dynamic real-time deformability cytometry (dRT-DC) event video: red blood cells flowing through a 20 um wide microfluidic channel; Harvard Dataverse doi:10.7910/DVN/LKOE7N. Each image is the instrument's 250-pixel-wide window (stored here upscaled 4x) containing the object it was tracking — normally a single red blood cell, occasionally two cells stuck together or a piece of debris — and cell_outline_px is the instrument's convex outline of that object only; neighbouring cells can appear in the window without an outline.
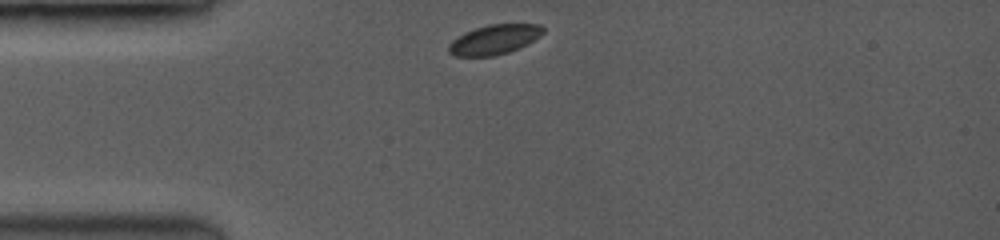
{"species": "common noctule bat (a hibernating species)", "species_latin": "Nyctalus noctula", "temperature_condition": "room temperature", "stored_images_in_passage": 48, "camera_frame_rate_fps": 3500, "um_per_image_px": 0.085, "animal": {"sex": "female", "body_mass_g": 19.0, "forearm_length_mm": 53.3}, "frame": {"image": 1, "passage_image": 1, "time_ms": 0.0, "image_size_px": [1000, 240], "cell_outline_px": [[544, 32], [540, 36], [508, 52], [492, 56], [456, 56], [448, 52], [448, 44], [452, 40], [464, 32], [488, 24], [540, 24], [544, 28]], "centroid_in_image_um": [41.98, 3.35], "position_along_channel_um": 43.0, "area_um2": 16.13}}
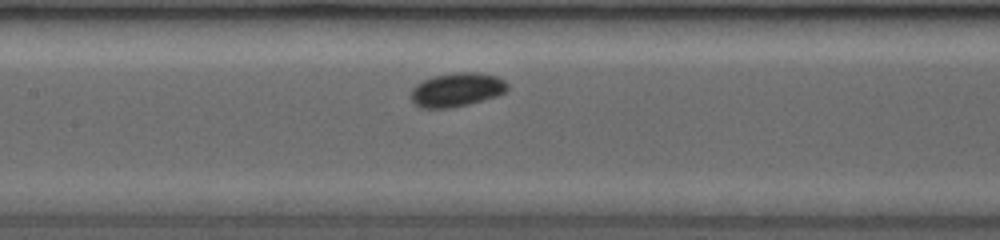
{"frame": {"image": 2, "passage_image": 15, "time_ms": 3.714, "image_size_px": [1000, 240], "cell_outline_px": [[508, 88], [504, 92], [468, 104], [444, 108], [424, 108], [416, 104], [412, 100], [412, 88], [416, 84], [432, 76], [452, 72], [480, 72], [496, 76], [504, 80], [508, 84]], "centroid_in_image_um": [38.81, 7.59], "position_along_channel_um": 168.6, "area_um2": 18.73}}
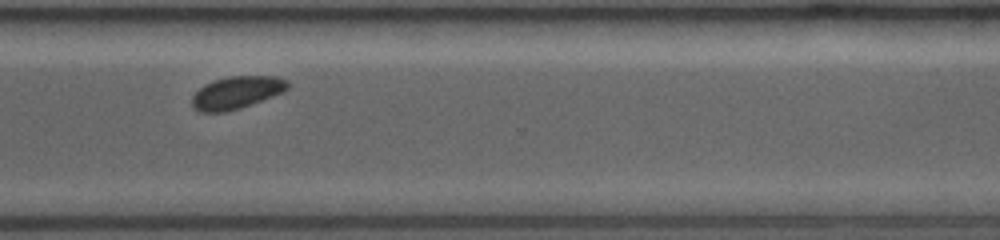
{"frame": {"image": 3, "passage_image": 47, "time_ms": 8.286, "image_size_px": [1000, 240], "cell_outline_px": [[288, 88], [272, 96], [252, 104], [240, 108], [224, 112], [200, 112], [192, 108], [192, 96], [204, 84], [216, 80], [232, 76], [276, 76], [284, 80], [288, 84]], "centroid_in_image_um": [20.06, 7.88], "position_along_channel_um": 350.5, "area_um2": 17.8}}